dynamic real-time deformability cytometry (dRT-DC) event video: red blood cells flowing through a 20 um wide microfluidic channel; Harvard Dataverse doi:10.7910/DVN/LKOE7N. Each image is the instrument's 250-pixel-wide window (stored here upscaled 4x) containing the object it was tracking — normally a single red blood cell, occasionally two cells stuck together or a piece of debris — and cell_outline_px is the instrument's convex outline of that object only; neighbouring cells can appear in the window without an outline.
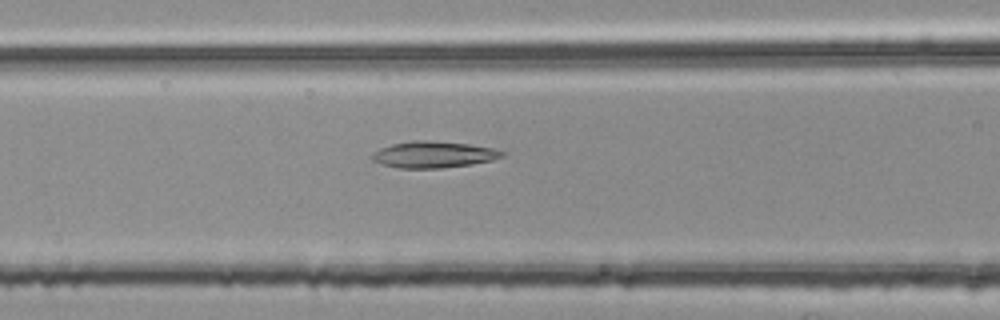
{"species": "common noctule bat (a hibernating species)", "species_latin": "Nyctalus noctula", "temperature_condition": "room temperature", "stored_images_in_passage": 50, "camera_frame_rate_fps": 3000, "um_per_image_px": 0.085, "animal": {"sex": "female", "body_mass_g": 25.1}, "frame": {"image": 1, "passage_image": 22, "time_ms": 7.0, "image_size_px": [1000, 320], "cell_outline_px": [[504, 156], [492, 160], [472, 164], [440, 168], [400, 168], [384, 164], [372, 160], [372, 152], [380, 148], [392, 144], [412, 140], [424, 140], [468, 144], [496, 148], [504, 152]], "centroid_in_image_um": [36.86, 13.13], "position_along_channel_um": 129.7, "area_um2": 19.94}}
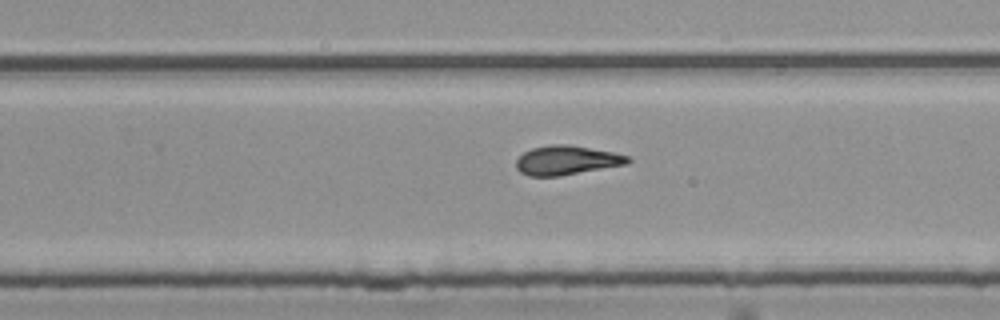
{"frame": {"image": 2, "passage_image": 34, "time_ms": 11.0, "image_size_px": [1000, 320], "cell_outline_px": [[632, 160], [628, 164], [560, 176], [528, 176], [520, 172], [516, 168], [516, 160], [524, 152], [532, 148], [552, 144], [568, 144], [612, 152], [628, 156]], "centroid_in_image_um": [48.16, 13.63], "position_along_channel_um": 281.6, "area_um2": 19.02}}
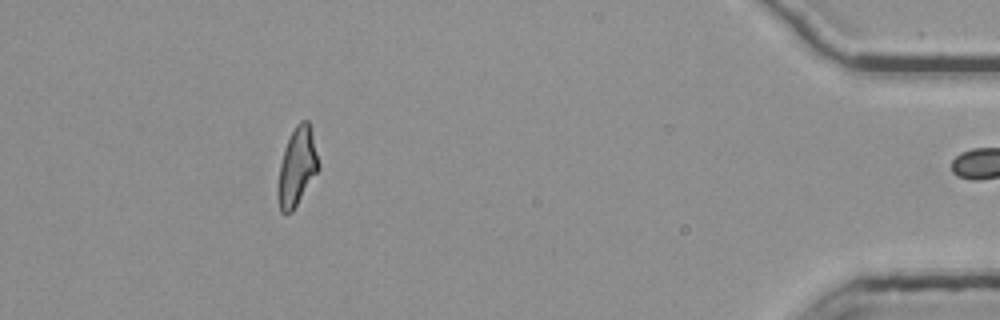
{"frame": {"image": 3, "passage_image": 49, "time_ms": 16.0, "image_size_px": [1000, 320], "cell_outline_px": [[320, 168], [292, 212], [284, 216], [280, 212], [276, 196], [276, 188], [280, 164], [284, 148], [296, 124], [300, 120], [308, 120], [320, 164]], "centroid_in_image_um": [25.21, 14.24], "position_along_channel_um": 410.0, "area_um2": 18.73}, "authors_computed_cell_mechanics": {"area_um2": 19.4497, "velocity_mm_per_s": 3.8084, "shape_relaxation_time_tau1_ms": null, "shape_relaxation_time_tau2_ms": 3.098, "deformation_change_tau1": null, "deformation_change_tau2": 0.1215}}